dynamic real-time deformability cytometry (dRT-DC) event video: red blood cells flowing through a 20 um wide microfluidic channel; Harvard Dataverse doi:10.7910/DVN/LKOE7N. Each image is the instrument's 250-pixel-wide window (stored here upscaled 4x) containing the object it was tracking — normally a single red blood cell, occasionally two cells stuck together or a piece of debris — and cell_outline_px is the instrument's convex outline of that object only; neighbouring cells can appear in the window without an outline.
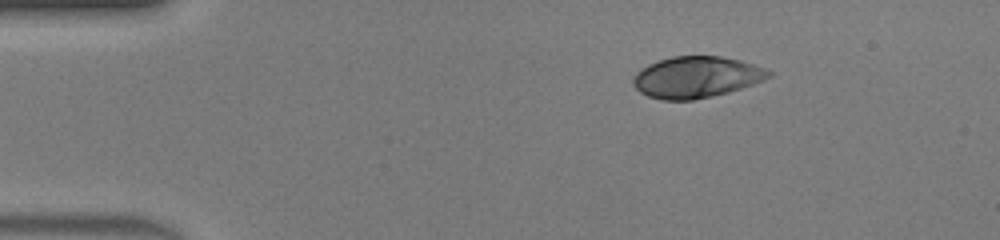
{"species": "human", "species_latin": "Homo sapiens", "temperature_condition": "warm", "stored_images_in_passage": 40, "camera_frame_rate_fps": 3000, "um_per_image_px": 0.085, "donor": {"sex": "male"}, "frame": {"image": 1, "passage_image": 1, "time_ms": 0.0, "image_size_px": [1000, 240], "cell_outline_px": [[772, 76], [764, 80], [728, 92], [712, 96], [692, 100], [664, 100], [648, 96], [640, 92], [636, 88], [632, 80], [636, 72], [640, 68], [648, 64], [672, 56], [720, 56], [740, 60], [768, 68], [772, 72]], "centroid_in_image_um": [59.2, 6.55], "position_along_channel_um": 25.8, "area_um2": 32.71}}
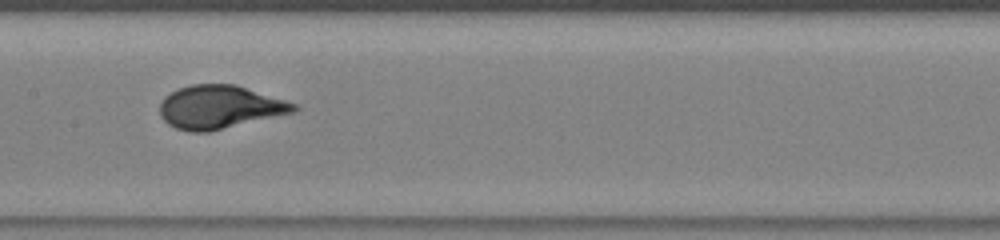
{"frame": {"image": 2, "passage_image": 17, "time_ms": 5.333, "image_size_px": [1000, 240], "cell_outline_px": [[300, 108], [296, 112], [208, 132], [188, 132], [176, 128], [168, 124], [160, 116], [160, 104], [164, 96], [180, 88], [192, 84], [236, 84], [296, 104]], "centroid_in_image_um": [18.67, 9.11], "position_along_channel_um": 188.7, "area_um2": 33.81}}
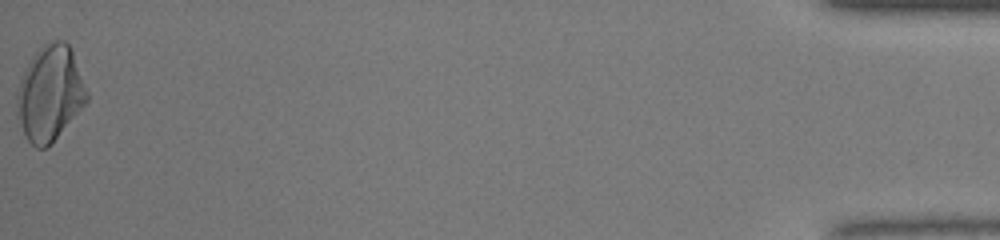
{"frame": {"image": 3, "passage_image": 40, "time_ms": 13.0, "image_size_px": [1000, 240], "cell_outline_px": [[88, 100], [52, 144], [48, 148], [36, 148], [28, 140], [16, 116], [16, 92], [24, 68], [32, 56], [44, 44], [52, 40], [64, 40], [68, 44], [72, 52], [88, 92]], "centroid_in_image_um": [4.22, 7.95], "position_along_channel_um": 431.0, "area_um2": 38.84}, "authors_computed_cell_mechanics": {"area_um2": 33.5529, "velocity_mm_per_s": 4.4492, "shape_relaxation_time_tau1_ms": 3.2431, "shape_relaxation_time_tau2_ms": null, "deformation_change_tau1": 0.192, "deformation_change_tau2": null}}